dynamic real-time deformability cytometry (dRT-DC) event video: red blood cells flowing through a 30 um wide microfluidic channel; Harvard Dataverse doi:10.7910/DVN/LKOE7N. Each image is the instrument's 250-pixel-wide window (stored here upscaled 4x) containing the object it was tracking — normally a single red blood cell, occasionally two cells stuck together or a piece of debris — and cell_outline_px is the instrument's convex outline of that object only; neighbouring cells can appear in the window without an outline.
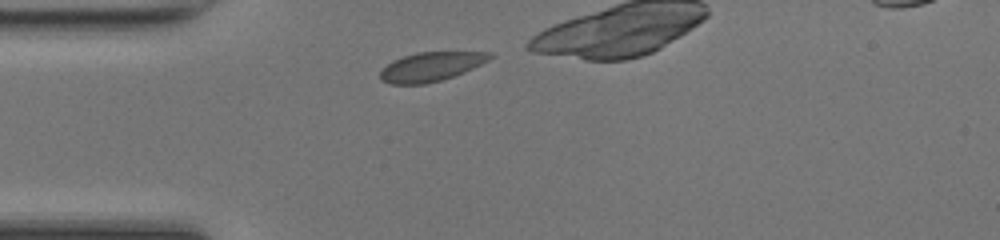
{"species": "common noctule bat (a hibernating species)", "species_latin": "Nyctalus noctula", "temperature_condition": "room temperature", "stored_images_in_passage": 27, "camera_frame_rate_fps": 3000, "um_per_image_px": 0.085, "animal": {"sex": "female", "body_mass_g": 17.0, "forearm_length_mm": 48.0}, "frame": {"image": 1, "passage_image": 1, "time_ms": 0.0, "image_size_px": [1000, 240], "cell_outline_px": [[496, 56], [472, 68], [452, 76], [440, 80], [424, 84], [392, 84], [380, 80], [380, 72], [388, 64], [404, 56], [416, 52], [492, 52]], "centroid_in_image_um": [36.65, 5.66], "position_along_channel_um": 48.4, "area_um2": 18.26}}
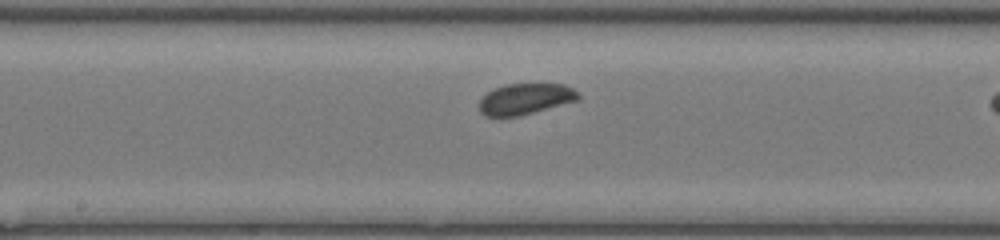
{"frame": {"image": 2, "passage_image": 13, "time_ms": 4.0, "image_size_px": [1000, 240], "cell_outline_px": [[580, 100], [520, 116], [484, 116], [480, 112], [480, 100], [492, 88], [504, 84], [564, 84], [572, 88], [580, 96]], "centroid_in_image_um": [44.66, 8.41], "position_along_channel_um": 203.5, "area_um2": 17.98}}
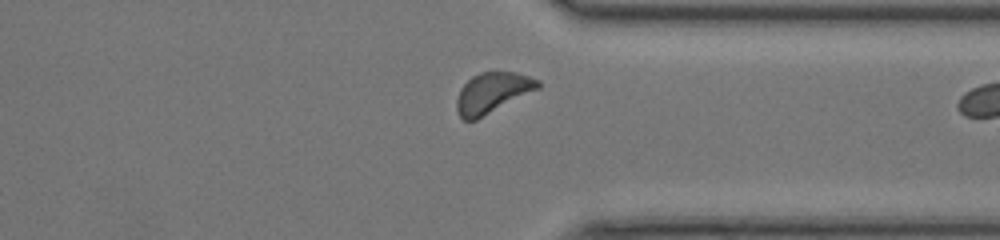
{"frame": {"image": 3, "passage_image": 25, "time_ms": 8.0, "image_size_px": [1000, 240], "cell_outline_px": [[540, 88], [476, 120], [464, 120], [460, 116], [456, 108], [456, 100], [460, 88], [472, 76], [480, 72], [516, 72], [540, 80]], "centroid_in_image_um": [41.85, 7.88], "position_along_channel_um": 369.5, "area_um2": 19.13}}